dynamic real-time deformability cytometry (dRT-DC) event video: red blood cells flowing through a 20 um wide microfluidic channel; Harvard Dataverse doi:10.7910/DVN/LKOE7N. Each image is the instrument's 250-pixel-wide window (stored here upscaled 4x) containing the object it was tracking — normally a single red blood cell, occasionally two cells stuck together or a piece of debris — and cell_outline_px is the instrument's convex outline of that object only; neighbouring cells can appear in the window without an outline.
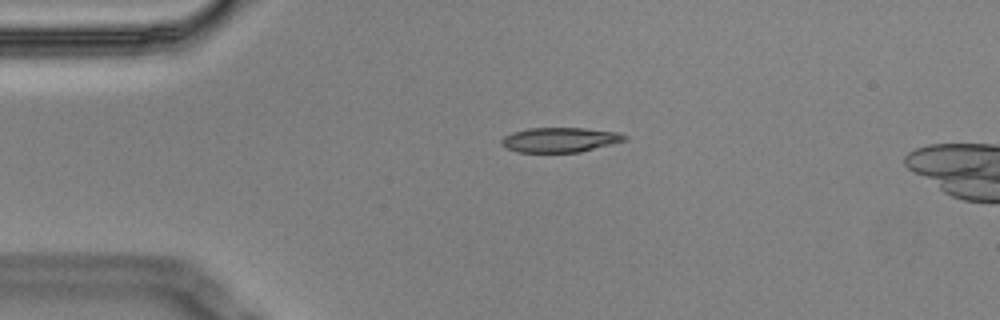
{"species": "Egyptian fruit bat (a non-hibernating species)", "species_latin": "Rousettus aegyptiacus", "temperature_condition": "cold", "stored_images_in_passage": 6, "camera_frame_rate_fps": 3000, "um_per_image_px": 0.085, "animal": {"sex": "male"}, "frame": {"image": 1, "passage_image": 4, "time_ms": 1.0, "image_size_px": [1000, 320], "cell_outline_px": [[628, 140], [580, 152], [516, 152], [500, 144], [500, 140], [504, 136], [512, 132], [528, 128], [584, 128], [616, 132], [628, 136]], "centroid_in_image_um": [47.59, 11.88], "position_along_channel_um": 37.4, "area_um2": 17.8}}